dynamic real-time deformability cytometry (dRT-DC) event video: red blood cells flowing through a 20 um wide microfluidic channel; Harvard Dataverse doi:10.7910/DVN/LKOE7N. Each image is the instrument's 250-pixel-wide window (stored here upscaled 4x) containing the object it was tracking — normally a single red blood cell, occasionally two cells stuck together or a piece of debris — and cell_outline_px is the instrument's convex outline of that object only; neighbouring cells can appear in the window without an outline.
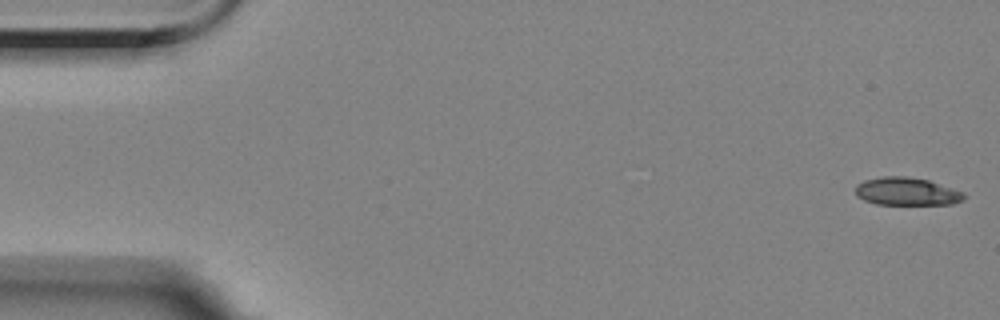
{"species": "Egyptian fruit bat (a non-hibernating species)", "species_latin": "Rousettus aegyptiacus", "temperature_condition": "room temperature", "stored_images_in_passage": 5, "camera_frame_rate_fps": 3000, "um_per_image_px": 0.085, "animal": {"sex": "female"}, "frame": {"image": 1, "passage_image": 1, "time_ms": 0.0, "image_size_px": [1000, 320], "cell_outline_px": [[964, 200], [952, 204], [876, 204], [864, 200], [856, 196], [856, 184], [864, 180], [884, 176], [904, 176], [928, 180], [964, 192]], "centroid_in_image_um": [77.05, 16.27], "position_along_channel_um": 7.9, "area_um2": 17.57}}
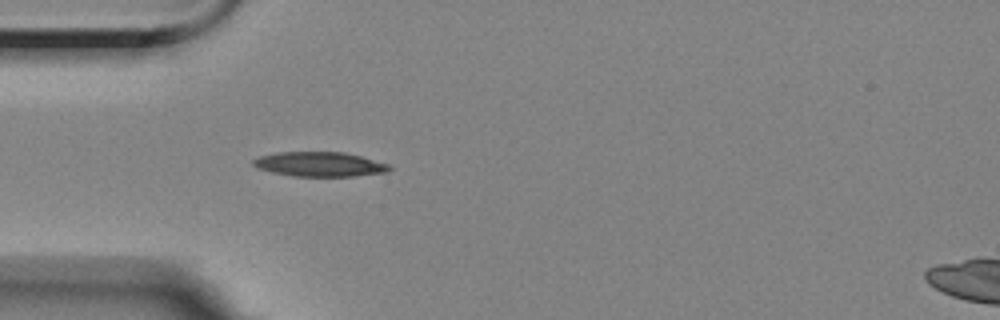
{"frame": {"image": 2, "passage_image": 5, "time_ms": 5.0, "image_size_px": [1000, 320], "cell_outline_px": [[392, 168], [388, 172], [352, 176], [292, 176], [272, 172], [256, 168], [252, 164], [252, 160], [260, 156], [276, 152], [344, 152], [360, 156], [388, 164]], "centroid_in_image_um": [27.14, 13.96], "position_along_channel_um": 57.9, "area_um2": 19.48}}